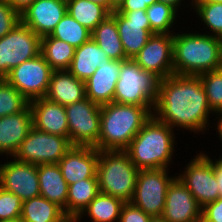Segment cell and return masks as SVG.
Listing matches in <instances>:
<instances>
[{"label":"cell","mask_w":222,"mask_h":222,"mask_svg":"<svg viewBox=\"0 0 222 222\" xmlns=\"http://www.w3.org/2000/svg\"><path fill=\"white\" fill-rule=\"evenodd\" d=\"M77 221H78V218L68 217V218H66L63 222H77Z\"/></svg>","instance_id":"cell-49"},{"label":"cell","mask_w":222,"mask_h":222,"mask_svg":"<svg viewBox=\"0 0 222 222\" xmlns=\"http://www.w3.org/2000/svg\"><path fill=\"white\" fill-rule=\"evenodd\" d=\"M124 60H108L100 63L90 78L85 81L86 97L102 106L113 102L121 63Z\"/></svg>","instance_id":"cell-20"},{"label":"cell","mask_w":222,"mask_h":222,"mask_svg":"<svg viewBox=\"0 0 222 222\" xmlns=\"http://www.w3.org/2000/svg\"><path fill=\"white\" fill-rule=\"evenodd\" d=\"M221 118H219L218 121V126L216 129H218L219 135H220V139L222 140V116H220ZM220 160H222V158L220 157Z\"/></svg>","instance_id":"cell-47"},{"label":"cell","mask_w":222,"mask_h":222,"mask_svg":"<svg viewBox=\"0 0 222 222\" xmlns=\"http://www.w3.org/2000/svg\"><path fill=\"white\" fill-rule=\"evenodd\" d=\"M0 187L22 201L40 196L38 165L16 159L0 165Z\"/></svg>","instance_id":"cell-15"},{"label":"cell","mask_w":222,"mask_h":222,"mask_svg":"<svg viewBox=\"0 0 222 222\" xmlns=\"http://www.w3.org/2000/svg\"><path fill=\"white\" fill-rule=\"evenodd\" d=\"M133 60L143 70L152 72L159 79L174 74L173 35L152 34L146 45L133 57Z\"/></svg>","instance_id":"cell-14"},{"label":"cell","mask_w":222,"mask_h":222,"mask_svg":"<svg viewBox=\"0 0 222 222\" xmlns=\"http://www.w3.org/2000/svg\"><path fill=\"white\" fill-rule=\"evenodd\" d=\"M125 56L133 59L146 45L151 32L146 10L113 11Z\"/></svg>","instance_id":"cell-13"},{"label":"cell","mask_w":222,"mask_h":222,"mask_svg":"<svg viewBox=\"0 0 222 222\" xmlns=\"http://www.w3.org/2000/svg\"><path fill=\"white\" fill-rule=\"evenodd\" d=\"M33 127L41 132L69 137L65 106L52 102L45 97L29 102Z\"/></svg>","instance_id":"cell-19"},{"label":"cell","mask_w":222,"mask_h":222,"mask_svg":"<svg viewBox=\"0 0 222 222\" xmlns=\"http://www.w3.org/2000/svg\"><path fill=\"white\" fill-rule=\"evenodd\" d=\"M50 36L67 42L74 48H77L91 39V31L66 13L57 23Z\"/></svg>","instance_id":"cell-31"},{"label":"cell","mask_w":222,"mask_h":222,"mask_svg":"<svg viewBox=\"0 0 222 222\" xmlns=\"http://www.w3.org/2000/svg\"><path fill=\"white\" fill-rule=\"evenodd\" d=\"M29 101L5 79H0V118L25 110Z\"/></svg>","instance_id":"cell-33"},{"label":"cell","mask_w":222,"mask_h":222,"mask_svg":"<svg viewBox=\"0 0 222 222\" xmlns=\"http://www.w3.org/2000/svg\"><path fill=\"white\" fill-rule=\"evenodd\" d=\"M99 150L92 146H72L58 165L68 185L97 177Z\"/></svg>","instance_id":"cell-18"},{"label":"cell","mask_w":222,"mask_h":222,"mask_svg":"<svg viewBox=\"0 0 222 222\" xmlns=\"http://www.w3.org/2000/svg\"><path fill=\"white\" fill-rule=\"evenodd\" d=\"M181 0H158V2H161V3H165V4H168L172 7H174L176 10H177V7L180 5Z\"/></svg>","instance_id":"cell-44"},{"label":"cell","mask_w":222,"mask_h":222,"mask_svg":"<svg viewBox=\"0 0 222 222\" xmlns=\"http://www.w3.org/2000/svg\"><path fill=\"white\" fill-rule=\"evenodd\" d=\"M198 76L205 89L210 109L222 115V68Z\"/></svg>","instance_id":"cell-34"},{"label":"cell","mask_w":222,"mask_h":222,"mask_svg":"<svg viewBox=\"0 0 222 222\" xmlns=\"http://www.w3.org/2000/svg\"><path fill=\"white\" fill-rule=\"evenodd\" d=\"M155 2H158V0H123L116 11L146 10L148 6Z\"/></svg>","instance_id":"cell-40"},{"label":"cell","mask_w":222,"mask_h":222,"mask_svg":"<svg viewBox=\"0 0 222 222\" xmlns=\"http://www.w3.org/2000/svg\"><path fill=\"white\" fill-rule=\"evenodd\" d=\"M0 222H22L21 219H14V220H7V221H0Z\"/></svg>","instance_id":"cell-50"},{"label":"cell","mask_w":222,"mask_h":222,"mask_svg":"<svg viewBox=\"0 0 222 222\" xmlns=\"http://www.w3.org/2000/svg\"><path fill=\"white\" fill-rule=\"evenodd\" d=\"M159 78L143 70L133 59L121 63L113 102L136 106H152L158 96Z\"/></svg>","instance_id":"cell-6"},{"label":"cell","mask_w":222,"mask_h":222,"mask_svg":"<svg viewBox=\"0 0 222 222\" xmlns=\"http://www.w3.org/2000/svg\"><path fill=\"white\" fill-rule=\"evenodd\" d=\"M22 204L20 197L0 187V221L20 219Z\"/></svg>","instance_id":"cell-36"},{"label":"cell","mask_w":222,"mask_h":222,"mask_svg":"<svg viewBox=\"0 0 222 222\" xmlns=\"http://www.w3.org/2000/svg\"><path fill=\"white\" fill-rule=\"evenodd\" d=\"M40 196L57 204L63 210L67 206L68 184L58 164L38 165Z\"/></svg>","instance_id":"cell-23"},{"label":"cell","mask_w":222,"mask_h":222,"mask_svg":"<svg viewBox=\"0 0 222 222\" xmlns=\"http://www.w3.org/2000/svg\"><path fill=\"white\" fill-rule=\"evenodd\" d=\"M67 13L91 32L111 14L106 7L89 0H67Z\"/></svg>","instance_id":"cell-28"},{"label":"cell","mask_w":222,"mask_h":222,"mask_svg":"<svg viewBox=\"0 0 222 222\" xmlns=\"http://www.w3.org/2000/svg\"><path fill=\"white\" fill-rule=\"evenodd\" d=\"M123 204L121 199L99 192L77 218L80 220L81 215L87 211L92 222L119 221Z\"/></svg>","instance_id":"cell-30"},{"label":"cell","mask_w":222,"mask_h":222,"mask_svg":"<svg viewBox=\"0 0 222 222\" xmlns=\"http://www.w3.org/2000/svg\"><path fill=\"white\" fill-rule=\"evenodd\" d=\"M69 128V141L73 146L98 144L101 106L87 97L65 106Z\"/></svg>","instance_id":"cell-10"},{"label":"cell","mask_w":222,"mask_h":222,"mask_svg":"<svg viewBox=\"0 0 222 222\" xmlns=\"http://www.w3.org/2000/svg\"><path fill=\"white\" fill-rule=\"evenodd\" d=\"M45 98L67 106L86 98L85 82L68 70H53Z\"/></svg>","instance_id":"cell-22"},{"label":"cell","mask_w":222,"mask_h":222,"mask_svg":"<svg viewBox=\"0 0 222 222\" xmlns=\"http://www.w3.org/2000/svg\"><path fill=\"white\" fill-rule=\"evenodd\" d=\"M166 171L167 168L141 169L137 175L131 203L152 217L162 216L168 187L175 179L168 177Z\"/></svg>","instance_id":"cell-9"},{"label":"cell","mask_w":222,"mask_h":222,"mask_svg":"<svg viewBox=\"0 0 222 222\" xmlns=\"http://www.w3.org/2000/svg\"><path fill=\"white\" fill-rule=\"evenodd\" d=\"M20 22V14L6 1L0 0V38Z\"/></svg>","instance_id":"cell-37"},{"label":"cell","mask_w":222,"mask_h":222,"mask_svg":"<svg viewBox=\"0 0 222 222\" xmlns=\"http://www.w3.org/2000/svg\"><path fill=\"white\" fill-rule=\"evenodd\" d=\"M66 218L61 207L43 196L23 201L22 222H63Z\"/></svg>","instance_id":"cell-27"},{"label":"cell","mask_w":222,"mask_h":222,"mask_svg":"<svg viewBox=\"0 0 222 222\" xmlns=\"http://www.w3.org/2000/svg\"><path fill=\"white\" fill-rule=\"evenodd\" d=\"M214 173L219 185L220 197H222V160L214 162Z\"/></svg>","instance_id":"cell-42"},{"label":"cell","mask_w":222,"mask_h":222,"mask_svg":"<svg viewBox=\"0 0 222 222\" xmlns=\"http://www.w3.org/2000/svg\"><path fill=\"white\" fill-rule=\"evenodd\" d=\"M162 217L167 222H200L202 219V207L178 177L168 187Z\"/></svg>","instance_id":"cell-16"},{"label":"cell","mask_w":222,"mask_h":222,"mask_svg":"<svg viewBox=\"0 0 222 222\" xmlns=\"http://www.w3.org/2000/svg\"><path fill=\"white\" fill-rule=\"evenodd\" d=\"M109 57L91 38L81 46L75 48L74 57L68 71L81 81L92 76L98 65L107 62Z\"/></svg>","instance_id":"cell-24"},{"label":"cell","mask_w":222,"mask_h":222,"mask_svg":"<svg viewBox=\"0 0 222 222\" xmlns=\"http://www.w3.org/2000/svg\"><path fill=\"white\" fill-rule=\"evenodd\" d=\"M98 194V178L82 179L68 185L67 206L63 210L65 215L77 218Z\"/></svg>","instance_id":"cell-26"},{"label":"cell","mask_w":222,"mask_h":222,"mask_svg":"<svg viewBox=\"0 0 222 222\" xmlns=\"http://www.w3.org/2000/svg\"><path fill=\"white\" fill-rule=\"evenodd\" d=\"M153 110L160 122L195 132L206 130L212 111L199 76L176 74L159 80Z\"/></svg>","instance_id":"cell-1"},{"label":"cell","mask_w":222,"mask_h":222,"mask_svg":"<svg viewBox=\"0 0 222 222\" xmlns=\"http://www.w3.org/2000/svg\"><path fill=\"white\" fill-rule=\"evenodd\" d=\"M151 106L111 102L101 106L100 135L95 146L99 151H125L132 139L151 118Z\"/></svg>","instance_id":"cell-2"},{"label":"cell","mask_w":222,"mask_h":222,"mask_svg":"<svg viewBox=\"0 0 222 222\" xmlns=\"http://www.w3.org/2000/svg\"><path fill=\"white\" fill-rule=\"evenodd\" d=\"M72 146L69 137L41 132L33 127L13 157L34 165L58 164Z\"/></svg>","instance_id":"cell-8"},{"label":"cell","mask_w":222,"mask_h":222,"mask_svg":"<svg viewBox=\"0 0 222 222\" xmlns=\"http://www.w3.org/2000/svg\"><path fill=\"white\" fill-rule=\"evenodd\" d=\"M139 169L131 162L126 151H99L97 177L99 192L131 202Z\"/></svg>","instance_id":"cell-5"},{"label":"cell","mask_w":222,"mask_h":222,"mask_svg":"<svg viewBox=\"0 0 222 222\" xmlns=\"http://www.w3.org/2000/svg\"><path fill=\"white\" fill-rule=\"evenodd\" d=\"M176 9L168 4L155 2L146 9V14L150 22L151 32L157 34H170L176 18Z\"/></svg>","instance_id":"cell-32"},{"label":"cell","mask_w":222,"mask_h":222,"mask_svg":"<svg viewBox=\"0 0 222 222\" xmlns=\"http://www.w3.org/2000/svg\"><path fill=\"white\" fill-rule=\"evenodd\" d=\"M19 14L35 0H6Z\"/></svg>","instance_id":"cell-41"},{"label":"cell","mask_w":222,"mask_h":222,"mask_svg":"<svg viewBox=\"0 0 222 222\" xmlns=\"http://www.w3.org/2000/svg\"><path fill=\"white\" fill-rule=\"evenodd\" d=\"M123 0H111V13L116 10Z\"/></svg>","instance_id":"cell-45"},{"label":"cell","mask_w":222,"mask_h":222,"mask_svg":"<svg viewBox=\"0 0 222 222\" xmlns=\"http://www.w3.org/2000/svg\"><path fill=\"white\" fill-rule=\"evenodd\" d=\"M193 6L214 36L222 39V3H195Z\"/></svg>","instance_id":"cell-35"},{"label":"cell","mask_w":222,"mask_h":222,"mask_svg":"<svg viewBox=\"0 0 222 222\" xmlns=\"http://www.w3.org/2000/svg\"><path fill=\"white\" fill-rule=\"evenodd\" d=\"M149 222H167L162 216L151 217Z\"/></svg>","instance_id":"cell-48"},{"label":"cell","mask_w":222,"mask_h":222,"mask_svg":"<svg viewBox=\"0 0 222 222\" xmlns=\"http://www.w3.org/2000/svg\"><path fill=\"white\" fill-rule=\"evenodd\" d=\"M222 68V39L209 34H173L176 75L198 76Z\"/></svg>","instance_id":"cell-3"},{"label":"cell","mask_w":222,"mask_h":222,"mask_svg":"<svg viewBox=\"0 0 222 222\" xmlns=\"http://www.w3.org/2000/svg\"><path fill=\"white\" fill-rule=\"evenodd\" d=\"M151 217L131 202H127L121 208L118 222H149Z\"/></svg>","instance_id":"cell-38"},{"label":"cell","mask_w":222,"mask_h":222,"mask_svg":"<svg viewBox=\"0 0 222 222\" xmlns=\"http://www.w3.org/2000/svg\"><path fill=\"white\" fill-rule=\"evenodd\" d=\"M41 37L19 22L9 33L0 38V79L10 70L40 54Z\"/></svg>","instance_id":"cell-7"},{"label":"cell","mask_w":222,"mask_h":222,"mask_svg":"<svg viewBox=\"0 0 222 222\" xmlns=\"http://www.w3.org/2000/svg\"><path fill=\"white\" fill-rule=\"evenodd\" d=\"M32 128L33 119L30 106L21 112L1 117L0 153L14 156Z\"/></svg>","instance_id":"cell-21"},{"label":"cell","mask_w":222,"mask_h":222,"mask_svg":"<svg viewBox=\"0 0 222 222\" xmlns=\"http://www.w3.org/2000/svg\"><path fill=\"white\" fill-rule=\"evenodd\" d=\"M183 173L178 178L202 208L220 197L219 185L214 173V161L207 155L200 153L195 156Z\"/></svg>","instance_id":"cell-12"},{"label":"cell","mask_w":222,"mask_h":222,"mask_svg":"<svg viewBox=\"0 0 222 222\" xmlns=\"http://www.w3.org/2000/svg\"><path fill=\"white\" fill-rule=\"evenodd\" d=\"M75 48L50 35L41 37L40 53L53 70H68L74 57Z\"/></svg>","instance_id":"cell-29"},{"label":"cell","mask_w":222,"mask_h":222,"mask_svg":"<svg viewBox=\"0 0 222 222\" xmlns=\"http://www.w3.org/2000/svg\"><path fill=\"white\" fill-rule=\"evenodd\" d=\"M202 222H222V197L202 208Z\"/></svg>","instance_id":"cell-39"},{"label":"cell","mask_w":222,"mask_h":222,"mask_svg":"<svg viewBox=\"0 0 222 222\" xmlns=\"http://www.w3.org/2000/svg\"><path fill=\"white\" fill-rule=\"evenodd\" d=\"M194 3H222V0H192Z\"/></svg>","instance_id":"cell-46"},{"label":"cell","mask_w":222,"mask_h":222,"mask_svg":"<svg viewBox=\"0 0 222 222\" xmlns=\"http://www.w3.org/2000/svg\"><path fill=\"white\" fill-rule=\"evenodd\" d=\"M89 1L101 4L111 12V0H89Z\"/></svg>","instance_id":"cell-43"},{"label":"cell","mask_w":222,"mask_h":222,"mask_svg":"<svg viewBox=\"0 0 222 222\" xmlns=\"http://www.w3.org/2000/svg\"><path fill=\"white\" fill-rule=\"evenodd\" d=\"M91 38L110 60H127L117 29L116 19L110 14L91 32Z\"/></svg>","instance_id":"cell-25"},{"label":"cell","mask_w":222,"mask_h":222,"mask_svg":"<svg viewBox=\"0 0 222 222\" xmlns=\"http://www.w3.org/2000/svg\"><path fill=\"white\" fill-rule=\"evenodd\" d=\"M67 13V1L35 0L20 13V22L40 37L50 35Z\"/></svg>","instance_id":"cell-17"},{"label":"cell","mask_w":222,"mask_h":222,"mask_svg":"<svg viewBox=\"0 0 222 222\" xmlns=\"http://www.w3.org/2000/svg\"><path fill=\"white\" fill-rule=\"evenodd\" d=\"M52 72L53 69L40 53L12 68L4 79L30 102L45 97Z\"/></svg>","instance_id":"cell-11"},{"label":"cell","mask_w":222,"mask_h":222,"mask_svg":"<svg viewBox=\"0 0 222 222\" xmlns=\"http://www.w3.org/2000/svg\"><path fill=\"white\" fill-rule=\"evenodd\" d=\"M172 130L152 115L125 150L131 162L139 170L167 168L174 150Z\"/></svg>","instance_id":"cell-4"}]
</instances>
